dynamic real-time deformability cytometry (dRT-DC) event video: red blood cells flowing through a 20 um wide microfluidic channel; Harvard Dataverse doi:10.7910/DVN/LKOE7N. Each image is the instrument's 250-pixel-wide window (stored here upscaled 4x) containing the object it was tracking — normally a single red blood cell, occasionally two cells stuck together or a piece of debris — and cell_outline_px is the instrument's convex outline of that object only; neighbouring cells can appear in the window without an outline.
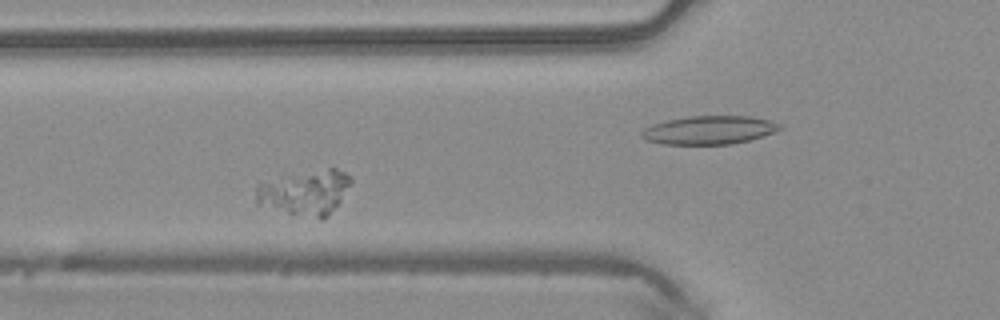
{"species": "common noctule bat (a hibernating species)", "species_latin": "Nyctalus noctula", "temperature_condition": "warm", "stored_images_in_passage": 36, "camera_frame_rate_fps": 3000, "um_per_image_px": 0.085, "animal": {"sex": "male", "body_mass_g": 20.4}, "frame": {"image": 1, "passage_image": 3, "time_ms": 0.667, "image_size_px": [1000, 320], "cell_outline_px": [[352, 180], [340, 200], [328, 216], [320, 220], [256, 204], [256, 184], [328, 168], [336, 168], [344, 172]], "centroid_in_image_um": [25.94, 16.39], "position_along_channel_um": 99.9, "area_um2": 23.87}}
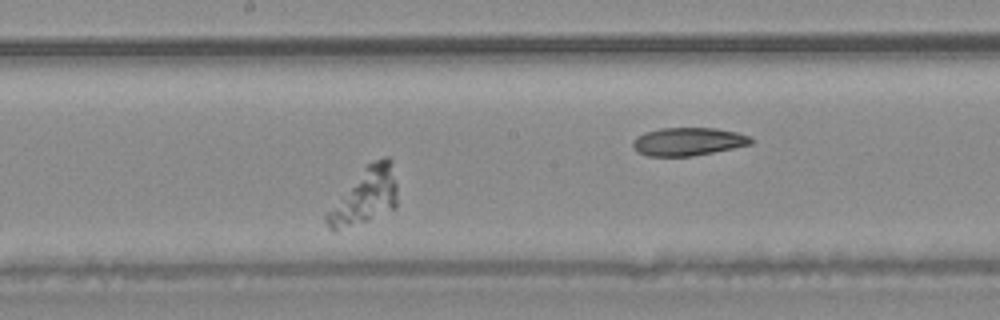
{"frame": {"image": 2, "passage_image": 12, "time_ms": 3.667, "image_size_px": [1000, 320], "cell_outline_px": [[396, 208], [368, 220], [332, 232], [328, 228], [324, 220], [324, 212], [368, 164], [384, 156], [388, 156], [392, 160], [396, 184]], "centroid_in_image_um": [30.99, 16.7], "position_along_channel_um": 217.2, "area_um2": 22.89}}
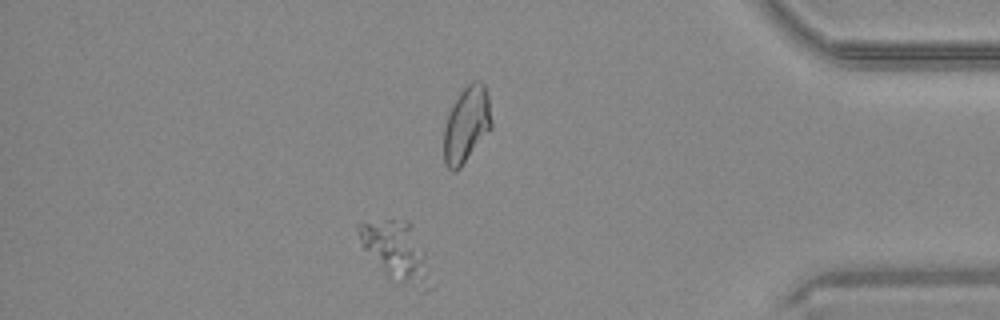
{"frame": {"image": 3, "passage_image": 29, "time_ms": 9.333, "image_size_px": [1000, 320], "cell_outline_px": [[436, 284], [432, 288], [424, 292], [420, 292], [388, 280], [360, 244], [356, 232], [356, 228], [360, 224], [384, 220], [408, 220], [412, 224], [424, 248]], "centroid_in_image_um": [33.79, 21.5], "position_along_channel_um": 401.4, "area_um2": 26.36}}